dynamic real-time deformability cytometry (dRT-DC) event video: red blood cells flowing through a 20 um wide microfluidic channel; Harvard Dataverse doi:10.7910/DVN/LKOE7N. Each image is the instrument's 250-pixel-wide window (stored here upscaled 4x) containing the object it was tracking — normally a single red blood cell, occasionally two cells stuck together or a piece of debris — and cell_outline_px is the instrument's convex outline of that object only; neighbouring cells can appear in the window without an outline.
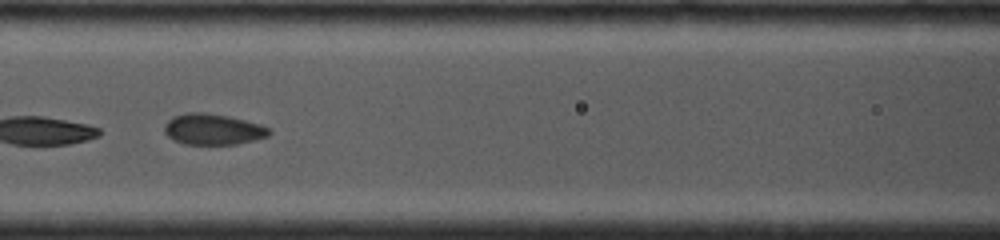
{"species": "common noctule bat (a hibernating species)", "species_latin": "Nyctalus noctula", "temperature_condition": "cold", "stored_images_in_passage": 17, "camera_frame_rate_fps": 4000, "um_per_image_px": 0.085, "animal": {"sex": "female", "body_mass_g": 19.0, "forearm_length_mm": 53.3}, "frame": {"image": 1, "passage_image": 6, "time_ms": 3.5, "image_size_px": [1000, 240], "cell_outline_px": [[272, 132], [268, 136], [236, 144], [184, 144], [168, 136], [164, 132], [164, 124], [172, 116], [188, 112], [204, 112], [228, 116], [260, 124], [268, 128]], "centroid_in_image_um": [18.07, 10.98], "position_along_channel_um": 148.5, "area_um2": 18.79}}
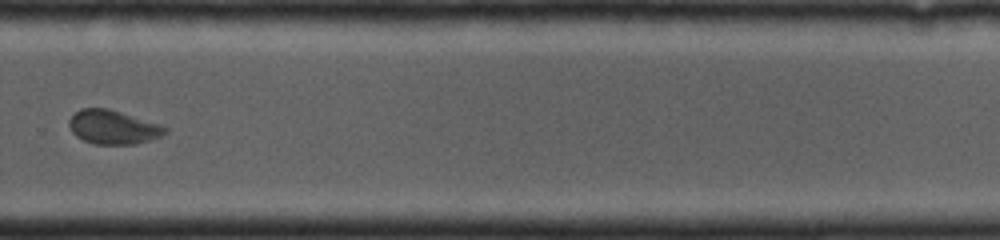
{"frame": {"image": 2, "passage_image": 12, "time_ms": 7.5, "image_size_px": [1000, 240], "cell_outline_px": [[168, 132], [160, 136], [136, 144], [96, 144], [84, 140], [76, 136], [72, 132], [68, 124], [68, 120], [80, 108], [108, 108], [160, 124], [168, 128]], "centroid_in_image_um": [9.6, 10.8], "position_along_channel_um": 320.2, "area_um2": 18.9}}